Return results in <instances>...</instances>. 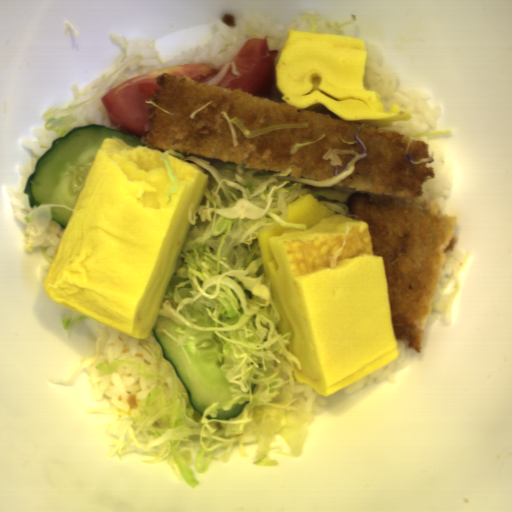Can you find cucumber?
I'll return each instance as SVG.
<instances>
[{
  "instance_id": "cucumber-1",
  "label": "cucumber",
  "mask_w": 512,
  "mask_h": 512,
  "mask_svg": "<svg viewBox=\"0 0 512 512\" xmlns=\"http://www.w3.org/2000/svg\"><path fill=\"white\" fill-rule=\"evenodd\" d=\"M113 136L129 146H143L135 134L94 123L53 140L26 180L23 193L28 194L30 207L59 204L73 210L99 147Z\"/></svg>"
},
{
  "instance_id": "cucumber-2",
  "label": "cucumber",
  "mask_w": 512,
  "mask_h": 512,
  "mask_svg": "<svg viewBox=\"0 0 512 512\" xmlns=\"http://www.w3.org/2000/svg\"><path fill=\"white\" fill-rule=\"evenodd\" d=\"M167 329L177 339L182 334L175 321L158 315L152 333L185 387L191 405L200 416L215 402L229 403L233 398L231 383L225 377L218 343L211 338L209 331L197 330L190 335L196 337L186 346H178Z\"/></svg>"
},
{
  "instance_id": "cucumber-3",
  "label": "cucumber",
  "mask_w": 512,
  "mask_h": 512,
  "mask_svg": "<svg viewBox=\"0 0 512 512\" xmlns=\"http://www.w3.org/2000/svg\"><path fill=\"white\" fill-rule=\"evenodd\" d=\"M248 403L249 402L247 401L244 403H237L233 404L232 408L229 410H218V414L215 419L217 421H229L235 417H238L244 412Z\"/></svg>"
},
{
  "instance_id": "cucumber-4",
  "label": "cucumber",
  "mask_w": 512,
  "mask_h": 512,
  "mask_svg": "<svg viewBox=\"0 0 512 512\" xmlns=\"http://www.w3.org/2000/svg\"><path fill=\"white\" fill-rule=\"evenodd\" d=\"M73 210L65 208H51L50 220L66 229Z\"/></svg>"
}]
</instances>
